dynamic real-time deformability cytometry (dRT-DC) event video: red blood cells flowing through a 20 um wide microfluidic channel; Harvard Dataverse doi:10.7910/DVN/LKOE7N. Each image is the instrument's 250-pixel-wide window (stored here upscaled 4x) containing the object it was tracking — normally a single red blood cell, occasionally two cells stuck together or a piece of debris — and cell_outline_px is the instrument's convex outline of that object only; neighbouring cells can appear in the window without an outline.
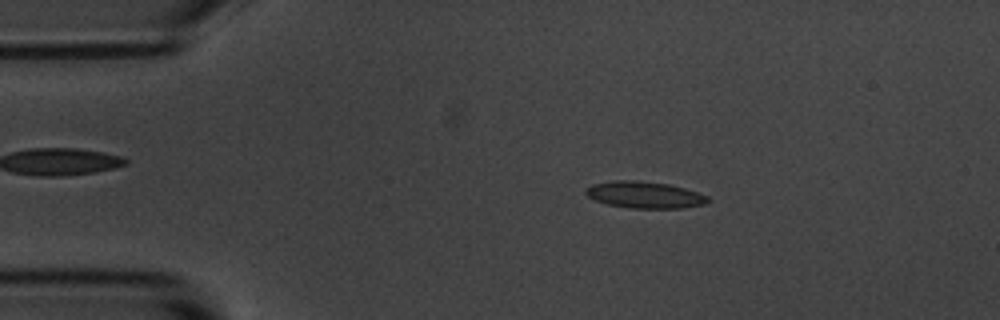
{"species": "common noctule bat (a hibernating species)", "species_latin": "Nyctalus noctula", "temperature_condition": "room temperature", "stored_images_in_passage": 54, "camera_frame_rate_fps": 3000, "um_per_image_px": 0.085, "animal": {"sex": "male", "body_mass_g": 20.1, "forearm_length_mm": 53.5}, "frame": {"image": 1, "passage_image": 9, "time_ms": 2.667, "image_size_px": [1000, 320], "cell_outline_px": [[712, 200], [704, 204], [680, 208], [632, 208], [608, 204], [596, 200], [588, 196], [584, 192], [584, 188], [592, 184], [612, 180], [636, 180], [668, 184], [684, 188], [708, 196]], "centroid_in_image_um": [54.77, 16.55], "position_along_channel_um": 30.2, "area_um2": 18.96}}
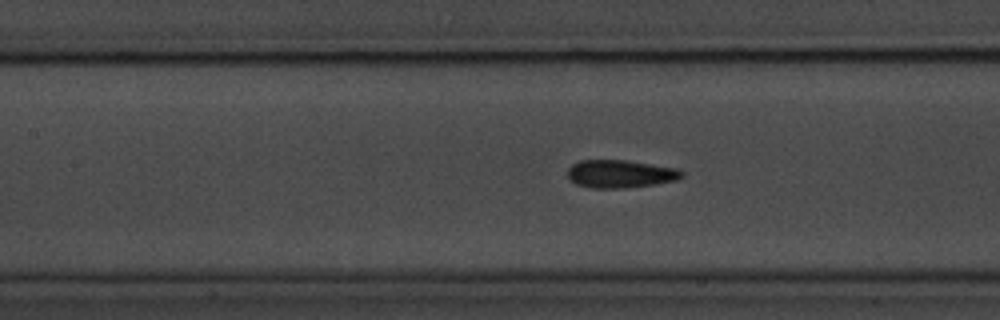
{"frame": {"image": 2, "passage_image": 23, "time_ms": 7.333, "image_size_px": [1000, 320], "cell_outline_px": [[684, 176], [676, 180], [656, 184], [624, 188], [592, 188], [576, 184], [568, 180], [568, 168], [572, 164], [580, 160], [624, 160], [676, 168], [684, 172]], "centroid_in_image_um": [52.7, 14.78], "position_along_channel_um": 154.7, "area_um2": 18.61}}
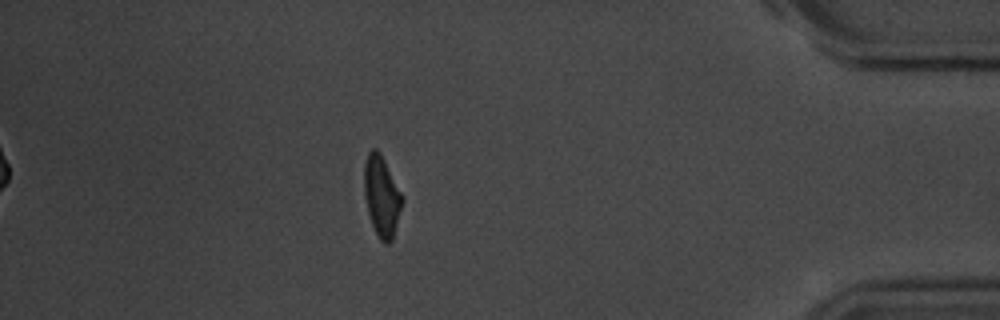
{"frame": {"image": 3, "passage_image": 47, "time_ms": 15.333, "image_size_px": [1000, 320], "cell_outline_px": [[404, 200], [392, 240], [388, 244], [384, 244], [380, 240], [372, 224], [368, 212], [364, 196], [364, 164], [368, 152], [372, 148], [376, 148], [380, 152], [404, 196]], "centroid_in_image_um": [32.45, 16.66], "position_along_channel_um": 402.7, "area_um2": 18.03}, "authors_computed_cell_mechanics": {"area_um2": 18.0336, "velocity_mm_per_s": 3.6616, "shape_relaxation_time_tau1_ms": 4.3219, "shape_relaxation_time_tau2_ms": 2.025, "deformation_change_tau1": 0.14, "deformation_change_tau2": 0.079}}